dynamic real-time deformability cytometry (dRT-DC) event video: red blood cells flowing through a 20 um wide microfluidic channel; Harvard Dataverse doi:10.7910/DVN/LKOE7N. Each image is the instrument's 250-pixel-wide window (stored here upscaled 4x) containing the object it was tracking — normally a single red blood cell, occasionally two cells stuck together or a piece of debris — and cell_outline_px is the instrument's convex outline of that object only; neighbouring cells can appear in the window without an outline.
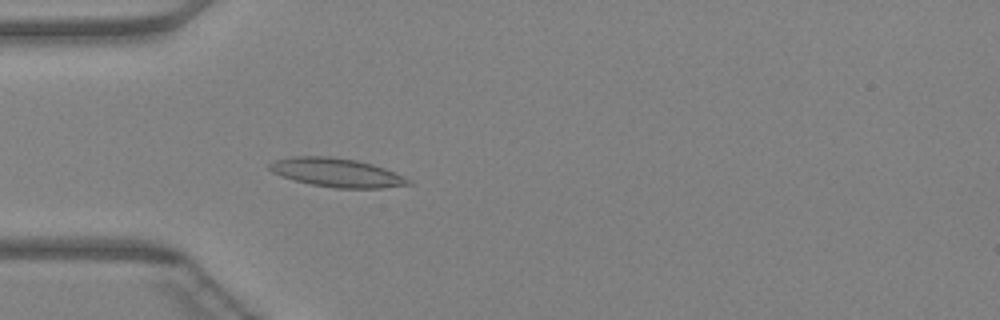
{"species": "Egyptian fruit bat (a non-hibernating species)", "species_latin": "Rousettus aegyptiacus", "temperature_condition": "warm", "stored_images_in_passage": 36, "camera_frame_rate_fps": 3000, "um_per_image_px": 0.085, "animal": {"sex": "female"}, "frame": {"image": 1, "passage_image": 4, "time_ms": 1.0, "image_size_px": [1000, 320], "cell_outline_px": [[416, 184], [380, 188], [336, 188], [312, 184], [292, 180], [272, 172], [268, 168], [268, 164], [276, 160], [292, 156], [328, 156], [356, 160], [372, 164], [384, 168], [404, 176], [412, 180]], "centroid_in_image_um": [28.65, 14.67], "position_along_channel_um": 56.4, "area_um2": 23.35}}
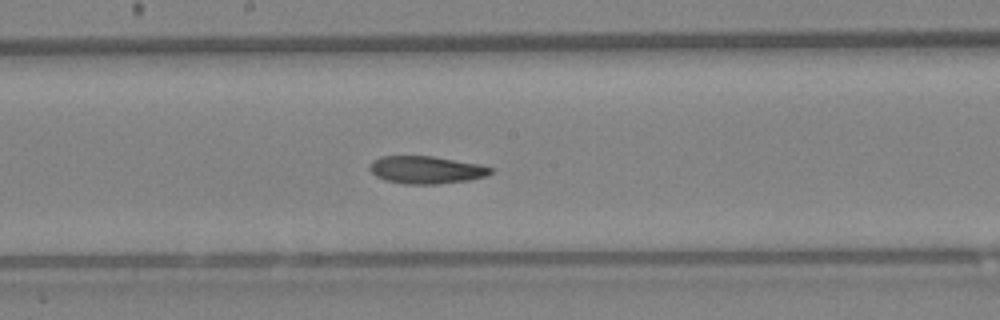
{"frame": {"image": 2, "passage_image": 15, "time_ms": 4.667, "image_size_px": [1000, 320], "cell_outline_px": [[496, 172], [484, 176], [468, 180], [436, 184], [404, 184], [384, 180], [376, 176], [368, 168], [368, 164], [372, 160], [380, 156], [432, 156], [480, 164], [492, 168]], "centroid_in_image_um": [36.2, 14.43], "position_along_channel_um": 212.0, "area_um2": 19.59}}
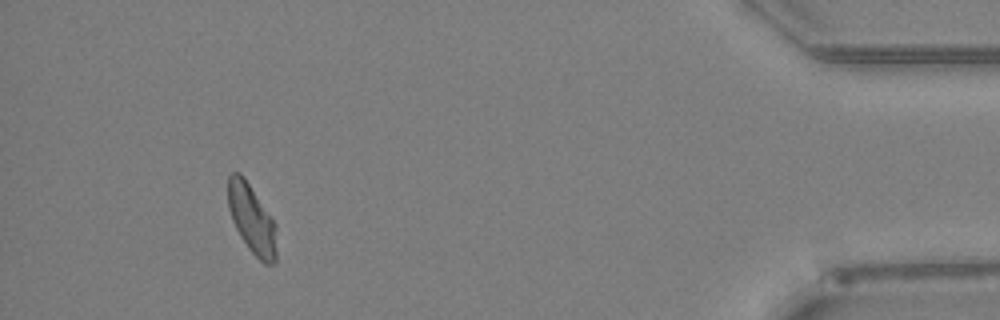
{"frame": {"image": 3, "passage_image": 33, "time_ms": 10.667, "image_size_px": [1000, 320], "cell_outline_px": [[276, 260], [272, 264], [264, 264], [248, 248], [240, 236], [232, 220], [228, 208], [228, 172], [240, 172], [244, 176], [276, 224]], "centroid_in_image_um": [21.39, 18.6], "position_along_channel_um": 413.8, "area_um2": 19.59}}